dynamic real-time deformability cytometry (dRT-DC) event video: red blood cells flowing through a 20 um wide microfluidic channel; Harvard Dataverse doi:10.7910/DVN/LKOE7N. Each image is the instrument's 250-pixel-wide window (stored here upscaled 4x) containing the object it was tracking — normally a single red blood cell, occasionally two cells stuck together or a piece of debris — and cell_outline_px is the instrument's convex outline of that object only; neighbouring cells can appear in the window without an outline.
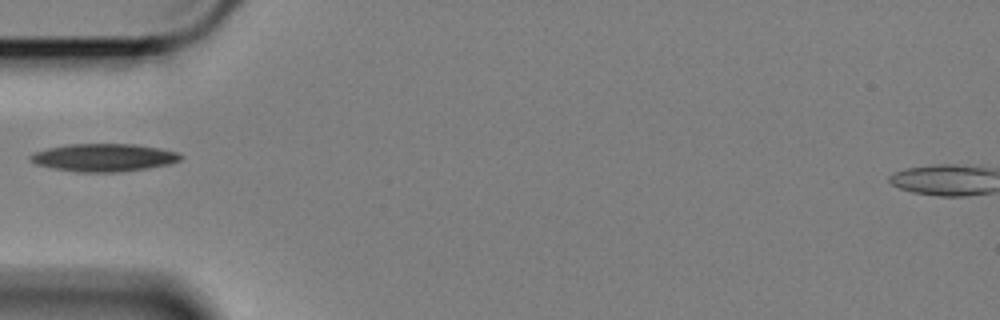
{"species": "Egyptian fruit bat (a non-hibernating species)", "species_latin": "Rousettus aegyptiacus", "temperature_condition": "cold", "stored_images_in_passage": 40, "camera_frame_rate_fps": 3000, "um_per_image_px": 0.085, "animal": {"sex": "female"}, "frame": {"image": 1, "passage_image": 1, "time_ms": 0.0, "image_size_px": [1000, 320], "cell_outline_px": [[184, 156], [180, 160], [168, 164], [148, 168], [120, 172], [80, 172], [52, 168], [36, 164], [28, 160], [28, 156], [36, 152], [48, 148], [68, 144], [136, 144], [160, 148], [176, 152]], "centroid_in_image_um": [8.81, 13.39], "position_along_channel_um": 76.2, "area_um2": 24.33}}
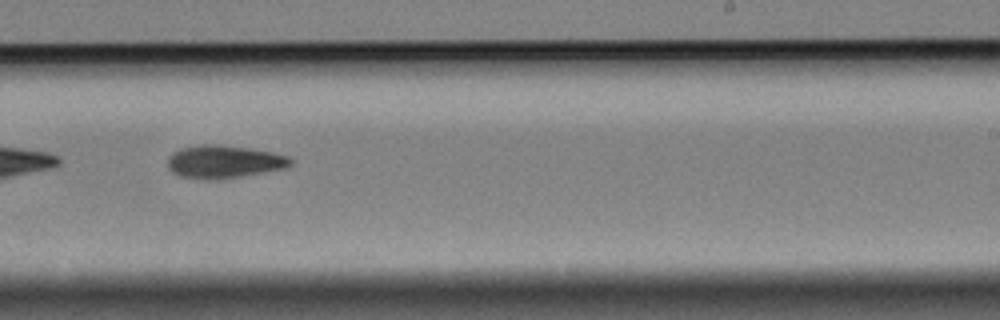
{"frame": {"image": 2, "passage_image": 18, "time_ms": 5.667, "image_size_px": [1000, 320], "cell_outline_px": [[292, 164], [284, 168], [240, 176], [208, 180], [180, 176], [172, 172], [168, 168], [168, 156], [172, 152], [180, 148], [200, 144], [216, 144], [248, 148], [272, 152], [288, 156], [292, 160]], "centroid_in_image_um": [18.99, 13.73], "position_along_channel_um": 270.0, "area_um2": 23.41}}
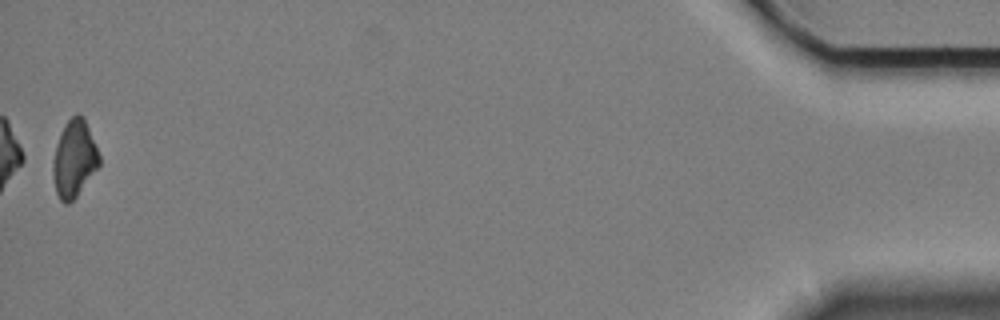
{"frame": {"image": 3, "passage_image": 40, "time_ms": 13.0, "image_size_px": [1000, 320], "cell_outline_px": [[100, 164], [76, 196], [68, 204], [64, 204], [60, 200], [56, 192], [52, 176], [52, 160], [56, 144], [60, 132], [64, 124], [76, 112], [80, 112], [84, 116], [100, 156]], "centroid_in_image_um": [6.28, 13.45], "position_along_channel_um": 428.9, "area_um2": 20.92}}